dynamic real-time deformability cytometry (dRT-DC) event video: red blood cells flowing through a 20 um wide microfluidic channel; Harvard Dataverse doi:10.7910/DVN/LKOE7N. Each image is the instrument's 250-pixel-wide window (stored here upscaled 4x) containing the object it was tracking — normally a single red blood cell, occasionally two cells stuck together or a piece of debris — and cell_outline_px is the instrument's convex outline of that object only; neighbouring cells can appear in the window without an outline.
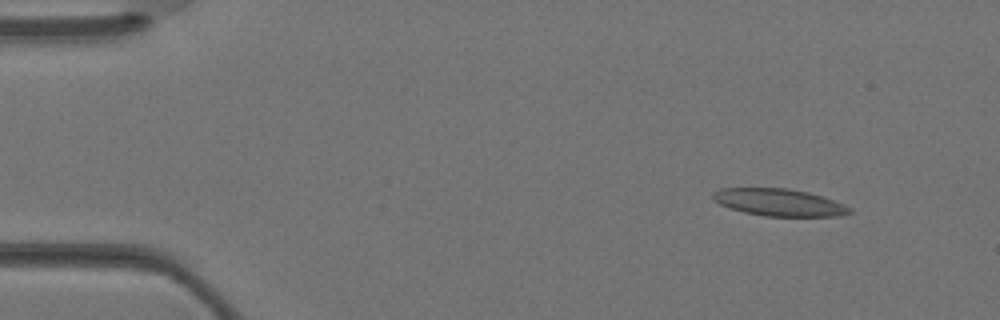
{"species": "Egyptian fruit bat (a non-hibernating species)", "species_latin": "Rousettus aegyptiacus", "temperature_condition": "warm", "stored_images_in_passage": 3, "camera_frame_rate_fps": 3000, "um_per_image_px": 0.085, "animal": {"sex": "female"}, "frame": {"image": 1, "passage_image": 2, "time_ms": 0.333, "image_size_px": [1000, 320], "cell_outline_px": [[852, 212], [836, 216], [764, 216], [744, 212], [720, 204], [712, 200], [712, 192], [720, 188], [788, 188], [808, 192], [844, 204], [852, 208]], "centroid_in_image_um": [66.19, 17.2], "position_along_channel_um": 18.8, "area_um2": 21.56}}